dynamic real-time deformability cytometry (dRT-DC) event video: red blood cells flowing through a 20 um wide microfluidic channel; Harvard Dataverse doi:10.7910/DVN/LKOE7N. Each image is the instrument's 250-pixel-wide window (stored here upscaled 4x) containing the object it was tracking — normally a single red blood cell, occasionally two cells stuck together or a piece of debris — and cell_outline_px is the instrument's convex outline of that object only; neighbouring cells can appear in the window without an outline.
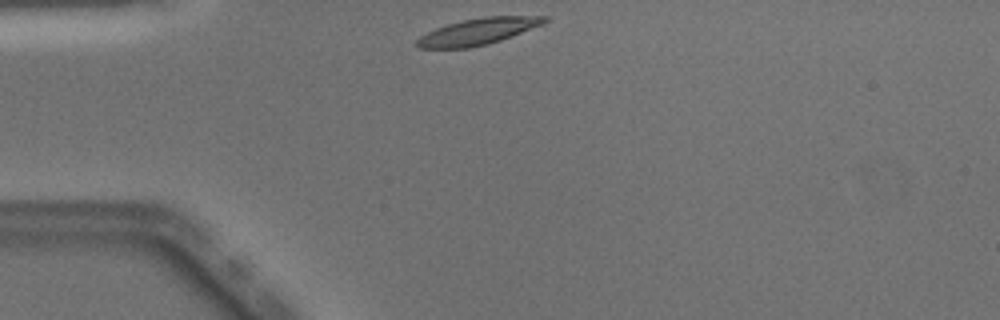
{"species": "Egyptian fruit bat (a non-hibernating species)", "species_latin": "Rousettus aegyptiacus", "temperature_condition": "warm", "stored_images_in_passage": 38, "camera_frame_rate_fps": 3000, "um_per_image_px": 0.085, "animal": {"sex": "male"}, "frame": {"image": 1, "passage_image": 1, "time_ms": 0.0, "image_size_px": [1000, 320], "cell_outline_px": [[548, 20], [544, 24], [512, 36], [488, 44], [468, 48], [420, 48], [416, 44], [416, 40], [420, 36], [436, 28], [448, 24], [464, 20], [484, 16], [548, 16]], "centroid_in_image_um": [40.66, 2.67], "position_along_channel_um": 44.3, "area_um2": 19.54}}
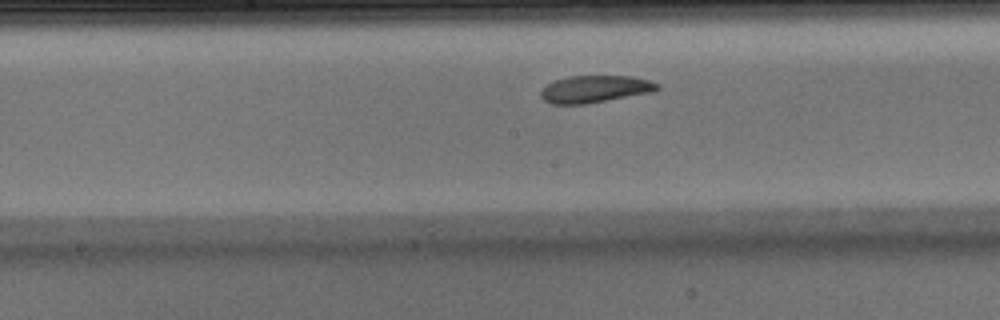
{"frame": {"image": 2, "passage_image": 14, "time_ms": 4.333, "image_size_px": [1000, 320], "cell_outline_px": [[660, 88], [652, 92], [584, 104], [552, 104], [544, 100], [540, 96], [540, 92], [548, 84], [556, 80], [568, 76], [632, 76], [648, 80], [660, 84]], "centroid_in_image_um": [50.58, 7.56], "position_along_channel_um": 197.6, "area_um2": 18.26}}
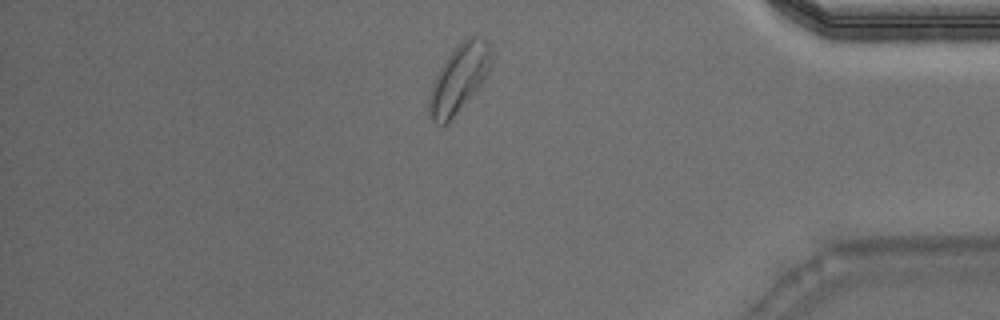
{"frame": {"image": 3, "passage_image": 31, "time_ms": 10.0, "image_size_px": [1000, 320], "cell_outline_px": [[492, 60], [488, 72], [484, 80], [456, 112], [444, 124], [436, 124], [428, 116], [428, 96], [432, 84], [440, 68], [448, 56], [468, 36], [476, 32], [484, 36], [488, 40], [492, 48]], "centroid_in_image_um": [39.04, 6.58], "position_along_channel_um": 396.2, "area_um2": 24.33}, "authors_computed_cell_mechanics": {"area_um2": 19.3052, "velocity_mm_per_s": 4.0172, "shape_relaxation_time_tau1_ms": 2.513, "shape_relaxation_time_tau2_ms": 2.4991, "deformation_change_tau1": 0.1227, "deformation_change_tau2": 0.0909}}